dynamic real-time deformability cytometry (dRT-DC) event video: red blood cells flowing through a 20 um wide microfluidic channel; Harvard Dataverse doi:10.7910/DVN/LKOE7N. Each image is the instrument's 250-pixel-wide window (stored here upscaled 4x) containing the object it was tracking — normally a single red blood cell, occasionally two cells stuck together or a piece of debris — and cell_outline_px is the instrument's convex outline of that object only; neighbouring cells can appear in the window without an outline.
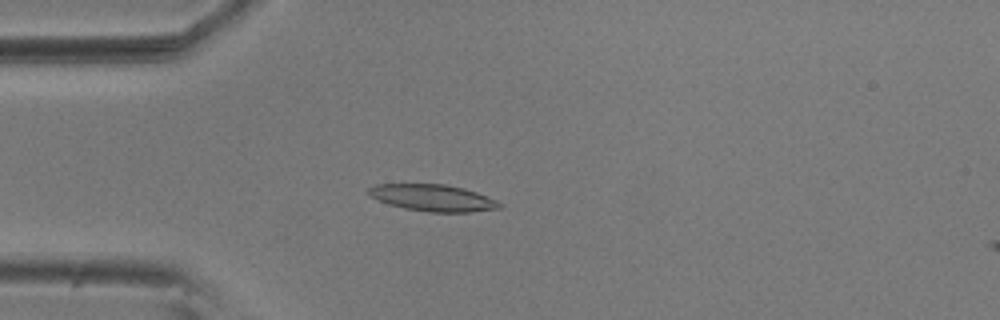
{"species": "common noctule bat (a hibernating species)", "species_latin": "Nyctalus noctula", "temperature_condition": "room temperature", "stored_images_in_passage": 16, "camera_frame_rate_fps": 3000, "um_per_image_px": 0.085, "animal": {"sex": "male", "body_mass_g": 20.5, "forearm_length_mm": 52.5}, "frame": {"image": 1, "passage_image": 15, "time_ms": 4.667, "image_size_px": [1000, 320], "cell_outline_px": [[504, 204], [500, 208], [472, 212], [428, 212], [404, 208], [388, 204], [372, 196], [368, 192], [368, 188], [376, 184], [444, 184], [464, 188], [476, 192], [496, 200]], "centroid_in_image_um": [36.83, 16.82], "position_along_channel_um": 48.2, "area_um2": 20.29}}